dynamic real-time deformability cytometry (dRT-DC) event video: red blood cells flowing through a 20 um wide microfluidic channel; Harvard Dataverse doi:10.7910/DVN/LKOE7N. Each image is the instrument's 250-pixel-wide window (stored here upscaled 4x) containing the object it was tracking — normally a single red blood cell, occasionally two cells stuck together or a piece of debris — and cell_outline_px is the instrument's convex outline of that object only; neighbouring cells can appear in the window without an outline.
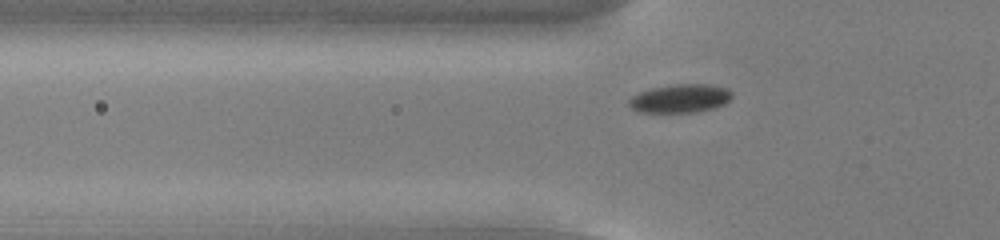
{"species": "common noctule bat (a hibernating species)", "species_latin": "Nyctalus noctula", "temperature_condition": "cold", "stored_images_in_passage": 47, "camera_frame_rate_fps": 3000, "um_per_image_px": 0.085, "animal": {"sex": "male", "body_mass_g": 13.0, "forearm_length_mm": 53.1}, "frame": {"image": 1, "passage_image": 10, "time_ms": 3.0, "image_size_px": [1000, 240], "cell_outline_px": [[732, 96], [724, 104], [712, 108], [696, 112], [636, 112], [628, 104], [628, 100], [632, 96], [640, 92], [652, 88], [676, 84], [708, 84], [728, 88], [732, 92]], "centroid_in_image_um": [57.81, 8.36], "position_along_channel_um": 68.0, "area_um2": 17.05}}
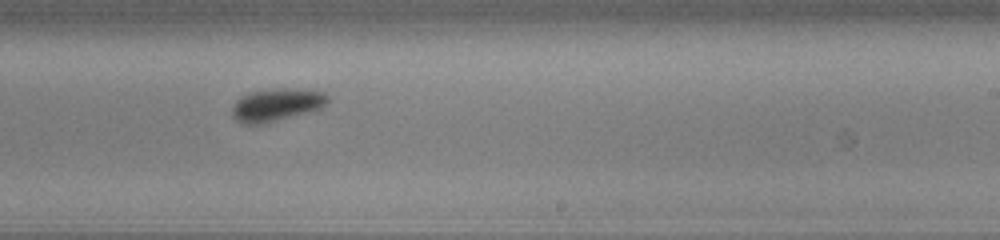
{"frame": {"image": 2, "passage_image": 26, "time_ms": 8.333, "image_size_px": [1000, 240], "cell_outline_px": [[328, 100], [320, 108], [276, 120], [260, 124], [240, 124], [232, 116], [232, 108], [236, 100], [240, 96], [252, 92], [284, 88], [300, 88], [324, 92], [328, 96]], "centroid_in_image_um": [23.46, 8.9], "position_along_channel_um": 265.5, "area_um2": 17.92}}
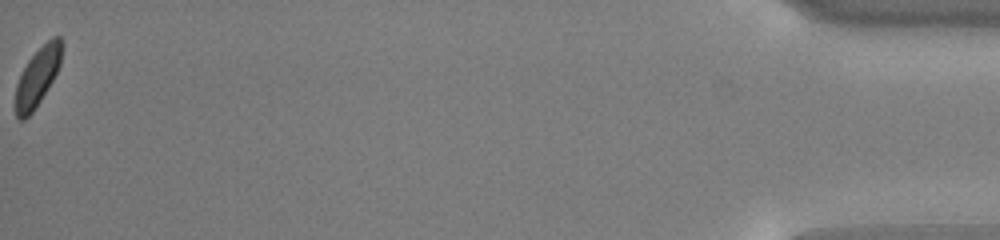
{"frame": {"image": 3, "passage_image": 47, "time_ms": 15.333, "image_size_px": [1000, 240], "cell_outline_px": [[64, 44], [60, 64], [52, 80], [40, 100], [32, 112], [24, 120], [20, 120], [16, 116], [16, 84], [28, 60], [52, 36], [60, 36]], "centroid_in_image_um": [3.21, 6.49], "position_along_channel_um": 432.0, "area_um2": 15.43}, "authors_computed_cell_mechanics": {"area_um2": 17.051, "velocity_mm_per_s": 3.7379, "shape_relaxation_time_tau1_ms": 0.8265, "shape_relaxation_time_tau2_ms": null, "deformation_change_tau1": 0.0722, "deformation_change_tau2": null}}